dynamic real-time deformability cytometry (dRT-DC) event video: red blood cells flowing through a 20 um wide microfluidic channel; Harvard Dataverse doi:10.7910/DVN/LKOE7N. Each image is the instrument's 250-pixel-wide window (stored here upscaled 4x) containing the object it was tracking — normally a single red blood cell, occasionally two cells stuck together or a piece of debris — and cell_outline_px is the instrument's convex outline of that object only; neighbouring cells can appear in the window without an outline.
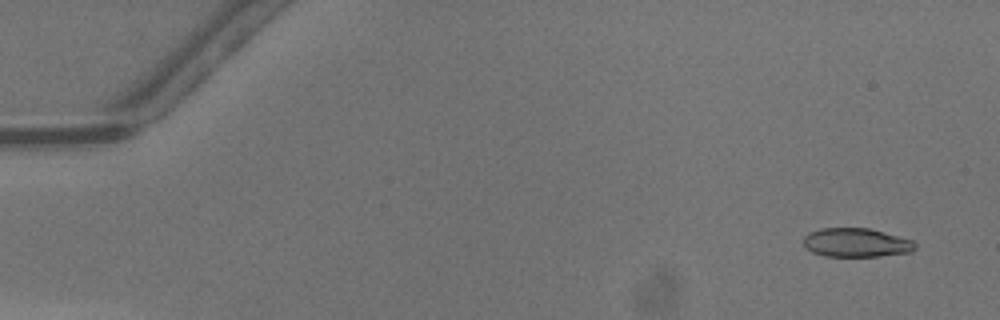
{"species": "common noctule bat (a hibernating species)", "species_latin": "Nyctalus noctula", "temperature_condition": "warm", "stored_images_in_passage": 40, "camera_frame_rate_fps": 3000, "um_per_image_px": 0.085, "animal": {"sex": "male", "body_mass_g": 13.3}, "frame": {"image": 1, "passage_image": 3, "time_ms": 0.667, "image_size_px": [1000, 320], "cell_outline_px": [[916, 248], [912, 252], [880, 256], [824, 256], [812, 252], [804, 248], [804, 236], [808, 232], [820, 228], [868, 228], [884, 232], [912, 240], [916, 244]], "centroid_in_image_um": [72.76, 20.62], "position_along_channel_um": 12.2, "area_um2": 18.9}}
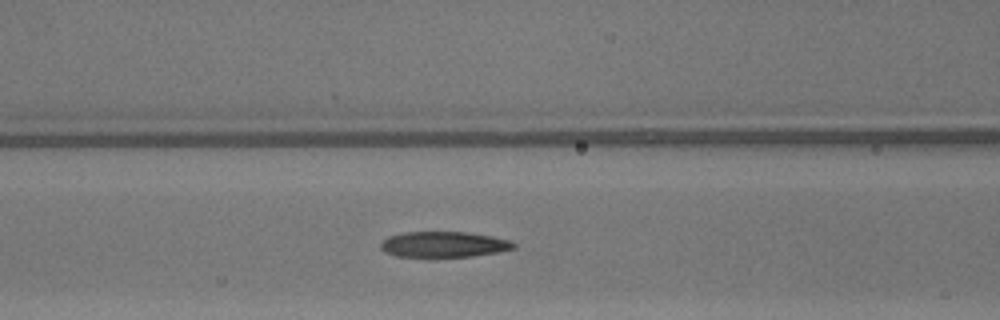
{"frame": {"image": 2, "passage_image": 21, "time_ms": 6.667, "image_size_px": [1000, 320], "cell_outline_px": [[516, 248], [500, 252], [472, 256], [396, 256], [384, 252], [380, 248], [380, 244], [388, 236], [404, 232], [468, 232], [492, 236], [512, 240], [516, 244]], "centroid_in_image_um": [37.76, 20.76], "position_along_channel_um": 128.8, "area_um2": 19.94}}
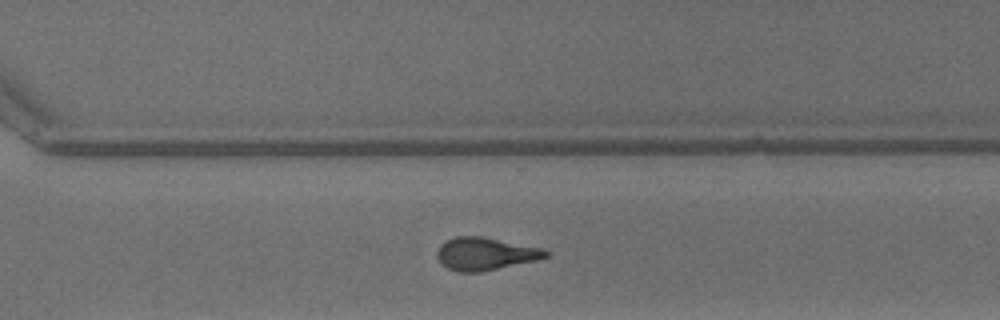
{"frame": {"image": 3, "passage_image": 35, "time_ms": 11.333, "image_size_px": [1000, 320], "cell_outline_px": [[548, 256], [536, 260], [480, 272], [460, 272], [448, 268], [436, 256], [436, 252], [440, 244], [456, 236], [480, 236], [540, 248], [548, 252]], "centroid_in_image_um": [41.21, 21.57], "position_along_channel_um": 329.4, "area_um2": 20.23}, "authors_computed_cell_mechanics": {"area_um2": 20.5479, "velocity_mm_per_s": 4.3064, "shape_relaxation_time_tau1_ms": 4.4657, "shape_relaxation_time_tau2_ms": 2.156, "deformation_change_tau1": 0.2028, "deformation_change_tau2": 0.1203}}